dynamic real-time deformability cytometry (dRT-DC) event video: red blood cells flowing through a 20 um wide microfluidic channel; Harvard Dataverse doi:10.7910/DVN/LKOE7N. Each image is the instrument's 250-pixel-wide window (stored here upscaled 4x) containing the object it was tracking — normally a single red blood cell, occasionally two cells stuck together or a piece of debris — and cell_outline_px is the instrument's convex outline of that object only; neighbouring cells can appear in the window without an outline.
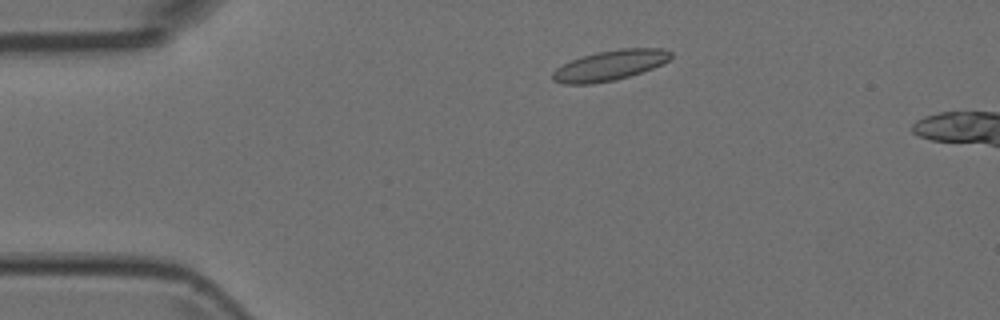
{"species": "Egyptian fruit bat (a non-hibernating species)", "species_latin": "Rousettus aegyptiacus", "temperature_condition": "room temperature", "stored_images_in_passage": 6, "camera_frame_rate_fps": 3000, "um_per_image_px": 0.085, "animal": {"sex": "female"}, "frame": {"image": 1, "passage_image": 2, "time_ms": 0.333, "image_size_px": [1000, 320], "cell_outline_px": [[672, 56], [668, 60], [652, 68], [616, 80], [592, 84], [564, 84], [552, 80], [552, 72], [556, 68], [572, 60], [596, 52], [620, 48], [664, 48], [672, 52]], "centroid_in_image_um": [51.83, 5.55], "position_along_channel_um": 33.2, "area_um2": 20.69}}
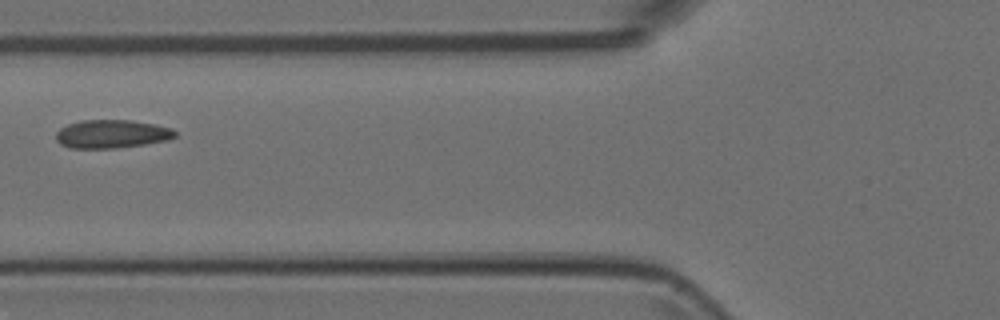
{"frame": {"image": 2, "passage_image": 5, "time_ms": 1.333, "image_size_px": [1000, 320], "cell_outline_px": [[176, 136], [168, 140], [144, 144], [116, 148], [68, 148], [60, 144], [56, 140], [56, 132], [60, 128], [68, 124], [80, 120], [132, 120], [156, 124], [172, 128], [176, 132]], "centroid_in_image_um": [9.49, 11.38], "position_along_channel_um": 116.3, "area_um2": 19.83}}
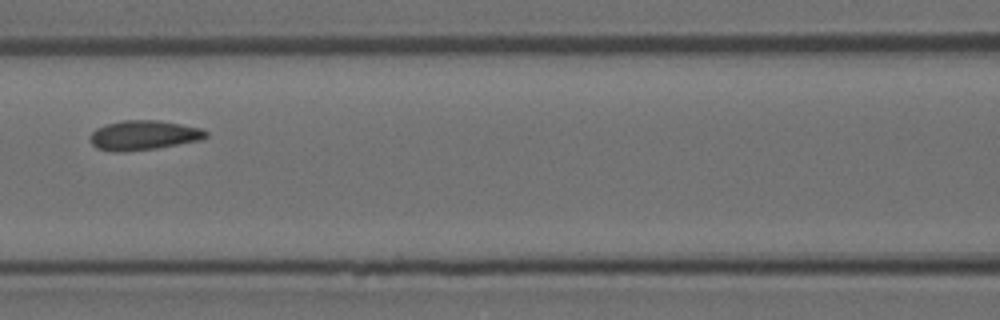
{"frame": {"image": 3, "passage_image": 6, "time_ms": 1.667, "image_size_px": [1000, 320], "cell_outline_px": [[208, 136], [204, 140], [156, 148], [124, 152], [116, 152], [96, 148], [88, 140], [88, 136], [96, 128], [104, 124], [120, 120], [160, 120], [200, 128], [208, 132]], "centroid_in_image_um": [12.18, 11.49], "position_along_channel_um": 154.4, "area_um2": 20.35}}